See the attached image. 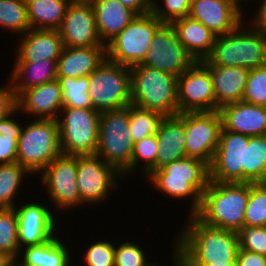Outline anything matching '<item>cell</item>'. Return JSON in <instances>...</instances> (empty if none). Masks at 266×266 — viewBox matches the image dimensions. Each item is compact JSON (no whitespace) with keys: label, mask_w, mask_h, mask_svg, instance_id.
<instances>
[{"label":"cell","mask_w":266,"mask_h":266,"mask_svg":"<svg viewBox=\"0 0 266 266\" xmlns=\"http://www.w3.org/2000/svg\"><path fill=\"white\" fill-rule=\"evenodd\" d=\"M222 120L218 111L185 113L186 157L212 164L219 143Z\"/></svg>","instance_id":"obj_12"},{"label":"cell","mask_w":266,"mask_h":266,"mask_svg":"<svg viewBox=\"0 0 266 266\" xmlns=\"http://www.w3.org/2000/svg\"><path fill=\"white\" fill-rule=\"evenodd\" d=\"M177 38L195 61L206 60L212 53L216 34L189 16L172 21Z\"/></svg>","instance_id":"obj_25"},{"label":"cell","mask_w":266,"mask_h":266,"mask_svg":"<svg viewBox=\"0 0 266 266\" xmlns=\"http://www.w3.org/2000/svg\"><path fill=\"white\" fill-rule=\"evenodd\" d=\"M18 217V244L38 245L50 241L56 230V219L52 211L41 203L29 202L16 209Z\"/></svg>","instance_id":"obj_18"},{"label":"cell","mask_w":266,"mask_h":266,"mask_svg":"<svg viewBox=\"0 0 266 266\" xmlns=\"http://www.w3.org/2000/svg\"><path fill=\"white\" fill-rule=\"evenodd\" d=\"M231 1H232V2H233L238 8H240V9L242 8V7H240V4H239V3H240L241 1H244V0H231ZM246 1H247V0H246Z\"/></svg>","instance_id":"obj_52"},{"label":"cell","mask_w":266,"mask_h":266,"mask_svg":"<svg viewBox=\"0 0 266 266\" xmlns=\"http://www.w3.org/2000/svg\"><path fill=\"white\" fill-rule=\"evenodd\" d=\"M91 5L94 11L97 31L105 45L137 15L132 9L124 6L118 0H94Z\"/></svg>","instance_id":"obj_27"},{"label":"cell","mask_w":266,"mask_h":266,"mask_svg":"<svg viewBox=\"0 0 266 266\" xmlns=\"http://www.w3.org/2000/svg\"><path fill=\"white\" fill-rule=\"evenodd\" d=\"M86 266H114L115 246L108 241H96L85 253Z\"/></svg>","instance_id":"obj_44"},{"label":"cell","mask_w":266,"mask_h":266,"mask_svg":"<svg viewBox=\"0 0 266 266\" xmlns=\"http://www.w3.org/2000/svg\"><path fill=\"white\" fill-rule=\"evenodd\" d=\"M249 183L209 181L194 214L208 226L238 232L244 226Z\"/></svg>","instance_id":"obj_2"},{"label":"cell","mask_w":266,"mask_h":266,"mask_svg":"<svg viewBox=\"0 0 266 266\" xmlns=\"http://www.w3.org/2000/svg\"><path fill=\"white\" fill-rule=\"evenodd\" d=\"M13 114L0 119V164L17 162L18 139L23 127Z\"/></svg>","instance_id":"obj_37"},{"label":"cell","mask_w":266,"mask_h":266,"mask_svg":"<svg viewBox=\"0 0 266 266\" xmlns=\"http://www.w3.org/2000/svg\"><path fill=\"white\" fill-rule=\"evenodd\" d=\"M243 23L227 34L216 36L211 55L201 62L248 70L265 65L266 40L255 28L244 29Z\"/></svg>","instance_id":"obj_5"},{"label":"cell","mask_w":266,"mask_h":266,"mask_svg":"<svg viewBox=\"0 0 266 266\" xmlns=\"http://www.w3.org/2000/svg\"><path fill=\"white\" fill-rule=\"evenodd\" d=\"M63 40L58 30L30 29L20 40L17 47L16 62H37L55 60L62 54Z\"/></svg>","instance_id":"obj_23"},{"label":"cell","mask_w":266,"mask_h":266,"mask_svg":"<svg viewBox=\"0 0 266 266\" xmlns=\"http://www.w3.org/2000/svg\"><path fill=\"white\" fill-rule=\"evenodd\" d=\"M31 29L58 30L70 5L67 0H25Z\"/></svg>","instance_id":"obj_30"},{"label":"cell","mask_w":266,"mask_h":266,"mask_svg":"<svg viewBox=\"0 0 266 266\" xmlns=\"http://www.w3.org/2000/svg\"><path fill=\"white\" fill-rule=\"evenodd\" d=\"M58 31L64 47L106 46L97 31L92 5L70 4Z\"/></svg>","instance_id":"obj_17"},{"label":"cell","mask_w":266,"mask_h":266,"mask_svg":"<svg viewBox=\"0 0 266 266\" xmlns=\"http://www.w3.org/2000/svg\"><path fill=\"white\" fill-rule=\"evenodd\" d=\"M144 254L140 246L127 241L115 247L114 266H150Z\"/></svg>","instance_id":"obj_43"},{"label":"cell","mask_w":266,"mask_h":266,"mask_svg":"<svg viewBox=\"0 0 266 266\" xmlns=\"http://www.w3.org/2000/svg\"><path fill=\"white\" fill-rule=\"evenodd\" d=\"M12 266H19L16 262Z\"/></svg>","instance_id":"obj_53"},{"label":"cell","mask_w":266,"mask_h":266,"mask_svg":"<svg viewBox=\"0 0 266 266\" xmlns=\"http://www.w3.org/2000/svg\"><path fill=\"white\" fill-rule=\"evenodd\" d=\"M132 9L137 15L151 12L153 0H118Z\"/></svg>","instance_id":"obj_48"},{"label":"cell","mask_w":266,"mask_h":266,"mask_svg":"<svg viewBox=\"0 0 266 266\" xmlns=\"http://www.w3.org/2000/svg\"><path fill=\"white\" fill-rule=\"evenodd\" d=\"M158 152L154 170L186 157L185 113L166 116L156 132Z\"/></svg>","instance_id":"obj_22"},{"label":"cell","mask_w":266,"mask_h":266,"mask_svg":"<svg viewBox=\"0 0 266 266\" xmlns=\"http://www.w3.org/2000/svg\"><path fill=\"white\" fill-rule=\"evenodd\" d=\"M25 174L31 173L18 162L0 164V208L16 207L12 201Z\"/></svg>","instance_id":"obj_32"},{"label":"cell","mask_w":266,"mask_h":266,"mask_svg":"<svg viewBox=\"0 0 266 266\" xmlns=\"http://www.w3.org/2000/svg\"><path fill=\"white\" fill-rule=\"evenodd\" d=\"M69 4L91 5L94 0H67Z\"/></svg>","instance_id":"obj_51"},{"label":"cell","mask_w":266,"mask_h":266,"mask_svg":"<svg viewBox=\"0 0 266 266\" xmlns=\"http://www.w3.org/2000/svg\"><path fill=\"white\" fill-rule=\"evenodd\" d=\"M178 114L217 111L210 70L196 61L177 77Z\"/></svg>","instance_id":"obj_11"},{"label":"cell","mask_w":266,"mask_h":266,"mask_svg":"<svg viewBox=\"0 0 266 266\" xmlns=\"http://www.w3.org/2000/svg\"><path fill=\"white\" fill-rule=\"evenodd\" d=\"M122 175L102 158L94 155H77V177L81 205L105 201L111 189L117 188L116 177Z\"/></svg>","instance_id":"obj_15"},{"label":"cell","mask_w":266,"mask_h":266,"mask_svg":"<svg viewBox=\"0 0 266 266\" xmlns=\"http://www.w3.org/2000/svg\"><path fill=\"white\" fill-rule=\"evenodd\" d=\"M106 59V46L64 47L57 60V77H86Z\"/></svg>","instance_id":"obj_24"},{"label":"cell","mask_w":266,"mask_h":266,"mask_svg":"<svg viewBox=\"0 0 266 266\" xmlns=\"http://www.w3.org/2000/svg\"><path fill=\"white\" fill-rule=\"evenodd\" d=\"M14 65L9 82L17 96L26 89L57 79V62L55 60L15 62Z\"/></svg>","instance_id":"obj_28"},{"label":"cell","mask_w":266,"mask_h":266,"mask_svg":"<svg viewBox=\"0 0 266 266\" xmlns=\"http://www.w3.org/2000/svg\"><path fill=\"white\" fill-rule=\"evenodd\" d=\"M62 89L63 107L92 109L93 105L88 95L89 76L57 77Z\"/></svg>","instance_id":"obj_34"},{"label":"cell","mask_w":266,"mask_h":266,"mask_svg":"<svg viewBox=\"0 0 266 266\" xmlns=\"http://www.w3.org/2000/svg\"><path fill=\"white\" fill-rule=\"evenodd\" d=\"M88 95L99 112L124 108L131 104L130 67L105 59L89 75Z\"/></svg>","instance_id":"obj_9"},{"label":"cell","mask_w":266,"mask_h":266,"mask_svg":"<svg viewBox=\"0 0 266 266\" xmlns=\"http://www.w3.org/2000/svg\"><path fill=\"white\" fill-rule=\"evenodd\" d=\"M260 3L258 14L252 19L250 25L266 40V0H262Z\"/></svg>","instance_id":"obj_47"},{"label":"cell","mask_w":266,"mask_h":266,"mask_svg":"<svg viewBox=\"0 0 266 266\" xmlns=\"http://www.w3.org/2000/svg\"><path fill=\"white\" fill-rule=\"evenodd\" d=\"M266 181V135L249 136L245 146L243 183H265Z\"/></svg>","instance_id":"obj_31"},{"label":"cell","mask_w":266,"mask_h":266,"mask_svg":"<svg viewBox=\"0 0 266 266\" xmlns=\"http://www.w3.org/2000/svg\"><path fill=\"white\" fill-rule=\"evenodd\" d=\"M27 125L18 139L17 162L32 174L40 173L62 153L58 121L34 119Z\"/></svg>","instance_id":"obj_7"},{"label":"cell","mask_w":266,"mask_h":266,"mask_svg":"<svg viewBox=\"0 0 266 266\" xmlns=\"http://www.w3.org/2000/svg\"><path fill=\"white\" fill-rule=\"evenodd\" d=\"M196 61L177 38L171 24L164 23L154 34L143 66L158 69L176 77Z\"/></svg>","instance_id":"obj_14"},{"label":"cell","mask_w":266,"mask_h":266,"mask_svg":"<svg viewBox=\"0 0 266 266\" xmlns=\"http://www.w3.org/2000/svg\"><path fill=\"white\" fill-rule=\"evenodd\" d=\"M158 152V140L156 134L144 137L134 143L133 154L130 163V172L136 171L140 160L144 161V173L148 177L154 171ZM139 163V164H138Z\"/></svg>","instance_id":"obj_39"},{"label":"cell","mask_w":266,"mask_h":266,"mask_svg":"<svg viewBox=\"0 0 266 266\" xmlns=\"http://www.w3.org/2000/svg\"><path fill=\"white\" fill-rule=\"evenodd\" d=\"M40 176L41 183L57 208L63 210L81 205L76 181L77 155L60 154L47 165ZM65 208V209H64Z\"/></svg>","instance_id":"obj_13"},{"label":"cell","mask_w":266,"mask_h":266,"mask_svg":"<svg viewBox=\"0 0 266 266\" xmlns=\"http://www.w3.org/2000/svg\"><path fill=\"white\" fill-rule=\"evenodd\" d=\"M175 266H238L237 262H228L224 264H175Z\"/></svg>","instance_id":"obj_50"},{"label":"cell","mask_w":266,"mask_h":266,"mask_svg":"<svg viewBox=\"0 0 266 266\" xmlns=\"http://www.w3.org/2000/svg\"><path fill=\"white\" fill-rule=\"evenodd\" d=\"M243 14L231 0H191L188 16L218 36L233 31L243 22Z\"/></svg>","instance_id":"obj_19"},{"label":"cell","mask_w":266,"mask_h":266,"mask_svg":"<svg viewBox=\"0 0 266 266\" xmlns=\"http://www.w3.org/2000/svg\"><path fill=\"white\" fill-rule=\"evenodd\" d=\"M0 26L18 34L31 29L25 0H0Z\"/></svg>","instance_id":"obj_36"},{"label":"cell","mask_w":266,"mask_h":266,"mask_svg":"<svg viewBox=\"0 0 266 266\" xmlns=\"http://www.w3.org/2000/svg\"><path fill=\"white\" fill-rule=\"evenodd\" d=\"M164 6H159L158 1L153 0L151 13L163 23L170 24L172 21L189 15L191 0H163ZM163 8V9H162Z\"/></svg>","instance_id":"obj_42"},{"label":"cell","mask_w":266,"mask_h":266,"mask_svg":"<svg viewBox=\"0 0 266 266\" xmlns=\"http://www.w3.org/2000/svg\"><path fill=\"white\" fill-rule=\"evenodd\" d=\"M6 87H0V119L6 118L18 112V96L11 83Z\"/></svg>","instance_id":"obj_45"},{"label":"cell","mask_w":266,"mask_h":266,"mask_svg":"<svg viewBox=\"0 0 266 266\" xmlns=\"http://www.w3.org/2000/svg\"><path fill=\"white\" fill-rule=\"evenodd\" d=\"M163 24L151 12L136 15L119 34L106 44V59L128 67L141 64L154 34Z\"/></svg>","instance_id":"obj_8"},{"label":"cell","mask_w":266,"mask_h":266,"mask_svg":"<svg viewBox=\"0 0 266 266\" xmlns=\"http://www.w3.org/2000/svg\"><path fill=\"white\" fill-rule=\"evenodd\" d=\"M147 179L155 189L169 197L192 198L190 213L194 215L201 206L202 194L210 181V168L200 159L185 157L154 170Z\"/></svg>","instance_id":"obj_3"},{"label":"cell","mask_w":266,"mask_h":266,"mask_svg":"<svg viewBox=\"0 0 266 266\" xmlns=\"http://www.w3.org/2000/svg\"><path fill=\"white\" fill-rule=\"evenodd\" d=\"M242 101L266 107V64L249 71Z\"/></svg>","instance_id":"obj_40"},{"label":"cell","mask_w":266,"mask_h":266,"mask_svg":"<svg viewBox=\"0 0 266 266\" xmlns=\"http://www.w3.org/2000/svg\"><path fill=\"white\" fill-rule=\"evenodd\" d=\"M130 86L131 104L164 117L178 115L176 76L137 64L130 67Z\"/></svg>","instance_id":"obj_4"},{"label":"cell","mask_w":266,"mask_h":266,"mask_svg":"<svg viewBox=\"0 0 266 266\" xmlns=\"http://www.w3.org/2000/svg\"><path fill=\"white\" fill-rule=\"evenodd\" d=\"M0 252L9 255L15 262L20 256L16 207L0 208Z\"/></svg>","instance_id":"obj_35"},{"label":"cell","mask_w":266,"mask_h":266,"mask_svg":"<svg viewBox=\"0 0 266 266\" xmlns=\"http://www.w3.org/2000/svg\"><path fill=\"white\" fill-rule=\"evenodd\" d=\"M62 108V89L57 79L26 89L18 96V109L37 119L57 120Z\"/></svg>","instance_id":"obj_21"},{"label":"cell","mask_w":266,"mask_h":266,"mask_svg":"<svg viewBox=\"0 0 266 266\" xmlns=\"http://www.w3.org/2000/svg\"><path fill=\"white\" fill-rule=\"evenodd\" d=\"M175 241L174 264H224L237 262V232L211 227L195 215Z\"/></svg>","instance_id":"obj_1"},{"label":"cell","mask_w":266,"mask_h":266,"mask_svg":"<svg viewBox=\"0 0 266 266\" xmlns=\"http://www.w3.org/2000/svg\"><path fill=\"white\" fill-rule=\"evenodd\" d=\"M244 225L266 227V183H249Z\"/></svg>","instance_id":"obj_38"},{"label":"cell","mask_w":266,"mask_h":266,"mask_svg":"<svg viewBox=\"0 0 266 266\" xmlns=\"http://www.w3.org/2000/svg\"><path fill=\"white\" fill-rule=\"evenodd\" d=\"M237 235L240 249L266 256V227L244 225Z\"/></svg>","instance_id":"obj_41"},{"label":"cell","mask_w":266,"mask_h":266,"mask_svg":"<svg viewBox=\"0 0 266 266\" xmlns=\"http://www.w3.org/2000/svg\"><path fill=\"white\" fill-rule=\"evenodd\" d=\"M222 128L247 136L266 135V107L238 101L218 109Z\"/></svg>","instance_id":"obj_20"},{"label":"cell","mask_w":266,"mask_h":266,"mask_svg":"<svg viewBox=\"0 0 266 266\" xmlns=\"http://www.w3.org/2000/svg\"><path fill=\"white\" fill-rule=\"evenodd\" d=\"M19 266H71L69 250L55 235L50 241L24 247Z\"/></svg>","instance_id":"obj_29"},{"label":"cell","mask_w":266,"mask_h":266,"mask_svg":"<svg viewBox=\"0 0 266 266\" xmlns=\"http://www.w3.org/2000/svg\"><path fill=\"white\" fill-rule=\"evenodd\" d=\"M249 136L221 129L219 143L210 168V180L214 182L243 183L245 146Z\"/></svg>","instance_id":"obj_16"},{"label":"cell","mask_w":266,"mask_h":266,"mask_svg":"<svg viewBox=\"0 0 266 266\" xmlns=\"http://www.w3.org/2000/svg\"><path fill=\"white\" fill-rule=\"evenodd\" d=\"M133 148L129 129V105L100 112L96 155L124 176L130 173Z\"/></svg>","instance_id":"obj_6"},{"label":"cell","mask_w":266,"mask_h":266,"mask_svg":"<svg viewBox=\"0 0 266 266\" xmlns=\"http://www.w3.org/2000/svg\"><path fill=\"white\" fill-rule=\"evenodd\" d=\"M238 266H266V256L243 249H238L236 255Z\"/></svg>","instance_id":"obj_46"},{"label":"cell","mask_w":266,"mask_h":266,"mask_svg":"<svg viewBox=\"0 0 266 266\" xmlns=\"http://www.w3.org/2000/svg\"><path fill=\"white\" fill-rule=\"evenodd\" d=\"M205 66L210 70L212 77L217 111L223 105L242 101L250 70L220 65Z\"/></svg>","instance_id":"obj_26"},{"label":"cell","mask_w":266,"mask_h":266,"mask_svg":"<svg viewBox=\"0 0 266 266\" xmlns=\"http://www.w3.org/2000/svg\"><path fill=\"white\" fill-rule=\"evenodd\" d=\"M164 116L160 112L143 109L136 105H129V129L136 143L144 137L156 134Z\"/></svg>","instance_id":"obj_33"},{"label":"cell","mask_w":266,"mask_h":266,"mask_svg":"<svg viewBox=\"0 0 266 266\" xmlns=\"http://www.w3.org/2000/svg\"><path fill=\"white\" fill-rule=\"evenodd\" d=\"M57 118L60 148L66 155H94L98 146L100 112L84 108L63 107Z\"/></svg>","instance_id":"obj_10"},{"label":"cell","mask_w":266,"mask_h":266,"mask_svg":"<svg viewBox=\"0 0 266 266\" xmlns=\"http://www.w3.org/2000/svg\"><path fill=\"white\" fill-rule=\"evenodd\" d=\"M15 261L6 253L0 252V266H12Z\"/></svg>","instance_id":"obj_49"}]
</instances>
